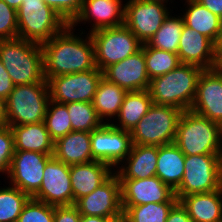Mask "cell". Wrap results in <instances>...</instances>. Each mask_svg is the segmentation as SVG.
I'll return each mask as SVG.
<instances>
[{
    "instance_id": "23",
    "label": "cell",
    "mask_w": 222,
    "mask_h": 222,
    "mask_svg": "<svg viewBox=\"0 0 222 222\" xmlns=\"http://www.w3.org/2000/svg\"><path fill=\"white\" fill-rule=\"evenodd\" d=\"M222 187L219 190L190 194L178 201L186 209L192 222L222 221Z\"/></svg>"
},
{
    "instance_id": "14",
    "label": "cell",
    "mask_w": 222,
    "mask_h": 222,
    "mask_svg": "<svg viewBox=\"0 0 222 222\" xmlns=\"http://www.w3.org/2000/svg\"><path fill=\"white\" fill-rule=\"evenodd\" d=\"M32 198L52 206L73 205L70 166L52 156L44 167L39 191Z\"/></svg>"
},
{
    "instance_id": "6",
    "label": "cell",
    "mask_w": 222,
    "mask_h": 222,
    "mask_svg": "<svg viewBox=\"0 0 222 222\" xmlns=\"http://www.w3.org/2000/svg\"><path fill=\"white\" fill-rule=\"evenodd\" d=\"M18 38L42 44L69 24L43 0H23L17 10Z\"/></svg>"
},
{
    "instance_id": "8",
    "label": "cell",
    "mask_w": 222,
    "mask_h": 222,
    "mask_svg": "<svg viewBox=\"0 0 222 222\" xmlns=\"http://www.w3.org/2000/svg\"><path fill=\"white\" fill-rule=\"evenodd\" d=\"M222 187V154L185 155L184 174L174 191L178 200L190 194L206 193Z\"/></svg>"
},
{
    "instance_id": "22",
    "label": "cell",
    "mask_w": 222,
    "mask_h": 222,
    "mask_svg": "<svg viewBox=\"0 0 222 222\" xmlns=\"http://www.w3.org/2000/svg\"><path fill=\"white\" fill-rule=\"evenodd\" d=\"M53 156L68 166L93 161L90 132L71 131L57 139Z\"/></svg>"
},
{
    "instance_id": "2",
    "label": "cell",
    "mask_w": 222,
    "mask_h": 222,
    "mask_svg": "<svg viewBox=\"0 0 222 222\" xmlns=\"http://www.w3.org/2000/svg\"><path fill=\"white\" fill-rule=\"evenodd\" d=\"M203 69L193 64L181 63L170 72L150 80L148 91L154 104L190 110Z\"/></svg>"
},
{
    "instance_id": "10",
    "label": "cell",
    "mask_w": 222,
    "mask_h": 222,
    "mask_svg": "<svg viewBox=\"0 0 222 222\" xmlns=\"http://www.w3.org/2000/svg\"><path fill=\"white\" fill-rule=\"evenodd\" d=\"M103 72L98 68L51 77L47 82L50 100L66 104L71 102H92Z\"/></svg>"
},
{
    "instance_id": "25",
    "label": "cell",
    "mask_w": 222,
    "mask_h": 222,
    "mask_svg": "<svg viewBox=\"0 0 222 222\" xmlns=\"http://www.w3.org/2000/svg\"><path fill=\"white\" fill-rule=\"evenodd\" d=\"M15 151H34L44 154L54 153L51 139L44 121L11 127Z\"/></svg>"
},
{
    "instance_id": "29",
    "label": "cell",
    "mask_w": 222,
    "mask_h": 222,
    "mask_svg": "<svg viewBox=\"0 0 222 222\" xmlns=\"http://www.w3.org/2000/svg\"><path fill=\"white\" fill-rule=\"evenodd\" d=\"M189 8L182 16L184 24L191 29L205 35L207 38L215 41L222 19L206 9L197 0H186Z\"/></svg>"
},
{
    "instance_id": "26",
    "label": "cell",
    "mask_w": 222,
    "mask_h": 222,
    "mask_svg": "<svg viewBox=\"0 0 222 222\" xmlns=\"http://www.w3.org/2000/svg\"><path fill=\"white\" fill-rule=\"evenodd\" d=\"M185 154L175 144L158 147L156 176L175 191L184 174Z\"/></svg>"
},
{
    "instance_id": "21",
    "label": "cell",
    "mask_w": 222,
    "mask_h": 222,
    "mask_svg": "<svg viewBox=\"0 0 222 222\" xmlns=\"http://www.w3.org/2000/svg\"><path fill=\"white\" fill-rule=\"evenodd\" d=\"M111 170L110 165L96 160L70 166L73 205L103 184L113 174Z\"/></svg>"
},
{
    "instance_id": "43",
    "label": "cell",
    "mask_w": 222,
    "mask_h": 222,
    "mask_svg": "<svg viewBox=\"0 0 222 222\" xmlns=\"http://www.w3.org/2000/svg\"><path fill=\"white\" fill-rule=\"evenodd\" d=\"M209 11L222 19V0H197Z\"/></svg>"
},
{
    "instance_id": "45",
    "label": "cell",
    "mask_w": 222,
    "mask_h": 222,
    "mask_svg": "<svg viewBox=\"0 0 222 222\" xmlns=\"http://www.w3.org/2000/svg\"><path fill=\"white\" fill-rule=\"evenodd\" d=\"M7 126L5 100L0 98V128Z\"/></svg>"
},
{
    "instance_id": "42",
    "label": "cell",
    "mask_w": 222,
    "mask_h": 222,
    "mask_svg": "<svg viewBox=\"0 0 222 222\" xmlns=\"http://www.w3.org/2000/svg\"><path fill=\"white\" fill-rule=\"evenodd\" d=\"M166 222H192L189 214L178 201L170 210Z\"/></svg>"
},
{
    "instance_id": "17",
    "label": "cell",
    "mask_w": 222,
    "mask_h": 222,
    "mask_svg": "<svg viewBox=\"0 0 222 222\" xmlns=\"http://www.w3.org/2000/svg\"><path fill=\"white\" fill-rule=\"evenodd\" d=\"M119 180L122 206H138L152 202H178L174 191L157 176Z\"/></svg>"
},
{
    "instance_id": "5",
    "label": "cell",
    "mask_w": 222,
    "mask_h": 222,
    "mask_svg": "<svg viewBox=\"0 0 222 222\" xmlns=\"http://www.w3.org/2000/svg\"><path fill=\"white\" fill-rule=\"evenodd\" d=\"M49 100L46 79L31 84L15 85L5 100L7 126L44 121Z\"/></svg>"
},
{
    "instance_id": "37",
    "label": "cell",
    "mask_w": 222,
    "mask_h": 222,
    "mask_svg": "<svg viewBox=\"0 0 222 222\" xmlns=\"http://www.w3.org/2000/svg\"><path fill=\"white\" fill-rule=\"evenodd\" d=\"M18 38L17 11L0 0V40Z\"/></svg>"
},
{
    "instance_id": "41",
    "label": "cell",
    "mask_w": 222,
    "mask_h": 222,
    "mask_svg": "<svg viewBox=\"0 0 222 222\" xmlns=\"http://www.w3.org/2000/svg\"><path fill=\"white\" fill-rule=\"evenodd\" d=\"M14 84L3 66V63L0 61V98L6 100L9 97V94L14 89Z\"/></svg>"
},
{
    "instance_id": "16",
    "label": "cell",
    "mask_w": 222,
    "mask_h": 222,
    "mask_svg": "<svg viewBox=\"0 0 222 222\" xmlns=\"http://www.w3.org/2000/svg\"><path fill=\"white\" fill-rule=\"evenodd\" d=\"M191 111L222 126V69H204L198 78Z\"/></svg>"
},
{
    "instance_id": "20",
    "label": "cell",
    "mask_w": 222,
    "mask_h": 222,
    "mask_svg": "<svg viewBox=\"0 0 222 222\" xmlns=\"http://www.w3.org/2000/svg\"><path fill=\"white\" fill-rule=\"evenodd\" d=\"M121 0H83L82 8L75 19L69 24L73 29L78 22L95 19L93 28L96 30L118 27L125 22V5Z\"/></svg>"
},
{
    "instance_id": "38",
    "label": "cell",
    "mask_w": 222,
    "mask_h": 222,
    "mask_svg": "<svg viewBox=\"0 0 222 222\" xmlns=\"http://www.w3.org/2000/svg\"><path fill=\"white\" fill-rule=\"evenodd\" d=\"M15 153L14 137L11 127L0 128V172L9 173L12 157Z\"/></svg>"
},
{
    "instance_id": "46",
    "label": "cell",
    "mask_w": 222,
    "mask_h": 222,
    "mask_svg": "<svg viewBox=\"0 0 222 222\" xmlns=\"http://www.w3.org/2000/svg\"><path fill=\"white\" fill-rule=\"evenodd\" d=\"M109 218H104L100 216H86L82 215L80 222H108Z\"/></svg>"
},
{
    "instance_id": "33",
    "label": "cell",
    "mask_w": 222,
    "mask_h": 222,
    "mask_svg": "<svg viewBox=\"0 0 222 222\" xmlns=\"http://www.w3.org/2000/svg\"><path fill=\"white\" fill-rule=\"evenodd\" d=\"M65 105L70 116L72 131L91 132L103 123H107L99 119L92 102H71Z\"/></svg>"
},
{
    "instance_id": "15",
    "label": "cell",
    "mask_w": 222,
    "mask_h": 222,
    "mask_svg": "<svg viewBox=\"0 0 222 222\" xmlns=\"http://www.w3.org/2000/svg\"><path fill=\"white\" fill-rule=\"evenodd\" d=\"M53 154L15 151L8 177L12 186L33 197L41 186L44 167Z\"/></svg>"
},
{
    "instance_id": "34",
    "label": "cell",
    "mask_w": 222,
    "mask_h": 222,
    "mask_svg": "<svg viewBox=\"0 0 222 222\" xmlns=\"http://www.w3.org/2000/svg\"><path fill=\"white\" fill-rule=\"evenodd\" d=\"M31 197L17 187L0 189V222H17Z\"/></svg>"
},
{
    "instance_id": "4",
    "label": "cell",
    "mask_w": 222,
    "mask_h": 222,
    "mask_svg": "<svg viewBox=\"0 0 222 222\" xmlns=\"http://www.w3.org/2000/svg\"><path fill=\"white\" fill-rule=\"evenodd\" d=\"M0 61L14 85L44 79L43 51L39 43L20 38L0 40Z\"/></svg>"
},
{
    "instance_id": "32",
    "label": "cell",
    "mask_w": 222,
    "mask_h": 222,
    "mask_svg": "<svg viewBox=\"0 0 222 222\" xmlns=\"http://www.w3.org/2000/svg\"><path fill=\"white\" fill-rule=\"evenodd\" d=\"M144 56L150 80L170 72L181 64L176 53L152 48L146 43H144Z\"/></svg>"
},
{
    "instance_id": "40",
    "label": "cell",
    "mask_w": 222,
    "mask_h": 222,
    "mask_svg": "<svg viewBox=\"0 0 222 222\" xmlns=\"http://www.w3.org/2000/svg\"><path fill=\"white\" fill-rule=\"evenodd\" d=\"M81 216L74 205L54 206V222H80Z\"/></svg>"
},
{
    "instance_id": "1",
    "label": "cell",
    "mask_w": 222,
    "mask_h": 222,
    "mask_svg": "<svg viewBox=\"0 0 222 222\" xmlns=\"http://www.w3.org/2000/svg\"><path fill=\"white\" fill-rule=\"evenodd\" d=\"M68 25L52 39L43 42V75L47 81L51 77L86 72L97 68L93 40L73 34ZM72 31V32H71Z\"/></svg>"
},
{
    "instance_id": "11",
    "label": "cell",
    "mask_w": 222,
    "mask_h": 222,
    "mask_svg": "<svg viewBox=\"0 0 222 222\" xmlns=\"http://www.w3.org/2000/svg\"><path fill=\"white\" fill-rule=\"evenodd\" d=\"M90 139L93 159L111 167L123 162L132 147L130 132L118 129L110 123H103L91 131Z\"/></svg>"
},
{
    "instance_id": "13",
    "label": "cell",
    "mask_w": 222,
    "mask_h": 222,
    "mask_svg": "<svg viewBox=\"0 0 222 222\" xmlns=\"http://www.w3.org/2000/svg\"><path fill=\"white\" fill-rule=\"evenodd\" d=\"M74 206L81 215L86 216L113 219L123 214L121 184L117 174L113 173L90 194L79 198Z\"/></svg>"
},
{
    "instance_id": "28",
    "label": "cell",
    "mask_w": 222,
    "mask_h": 222,
    "mask_svg": "<svg viewBox=\"0 0 222 222\" xmlns=\"http://www.w3.org/2000/svg\"><path fill=\"white\" fill-rule=\"evenodd\" d=\"M127 91L102 77L92 100L97 116L103 122L106 117L118 115Z\"/></svg>"
},
{
    "instance_id": "31",
    "label": "cell",
    "mask_w": 222,
    "mask_h": 222,
    "mask_svg": "<svg viewBox=\"0 0 222 222\" xmlns=\"http://www.w3.org/2000/svg\"><path fill=\"white\" fill-rule=\"evenodd\" d=\"M177 202L148 203L138 206H122L127 222H166L168 214Z\"/></svg>"
},
{
    "instance_id": "24",
    "label": "cell",
    "mask_w": 222,
    "mask_h": 222,
    "mask_svg": "<svg viewBox=\"0 0 222 222\" xmlns=\"http://www.w3.org/2000/svg\"><path fill=\"white\" fill-rule=\"evenodd\" d=\"M158 146L132 144L125 160L128 166L114 171L119 179H144L156 176Z\"/></svg>"
},
{
    "instance_id": "47",
    "label": "cell",
    "mask_w": 222,
    "mask_h": 222,
    "mask_svg": "<svg viewBox=\"0 0 222 222\" xmlns=\"http://www.w3.org/2000/svg\"><path fill=\"white\" fill-rule=\"evenodd\" d=\"M1 1H4L7 5L15 9L16 11L20 8L23 2V0H1Z\"/></svg>"
},
{
    "instance_id": "19",
    "label": "cell",
    "mask_w": 222,
    "mask_h": 222,
    "mask_svg": "<svg viewBox=\"0 0 222 222\" xmlns=\"http://www.w3.org/2000/svg\"><path fill=\"white\" fill-rule=\"evenodd\" d=\"M177 55L181 63L193 64L204 69L219 67L214 52V42L184 24Z\"/></svg>"
},
{
    "instance_id": "18",
    "label": "cell",
    "mask_w": 222,
    "mask_h": 222,
    "mask_svg": "<svg viewBox=\"0 0 222 222\" xmlns=\"http://www.w3.org/2000/svg\"><path fill=\"white\" fill-rule=\"evenodd\" d=\"M103 77L127 92L147 90L150 78L146 71L144 44L137 53L107 67Z\"/></svg>"
},
{
    "instance_id": "9",
    "label": "cell",
    "mask_w": 222,
    "mask_h": 222,
    "mask_svg": "<svg viewBox=\"0 0 222 222\" xmlns=\"http://www.w3.org/2000/svg\"><path fill=\"white\" fill-rule=\"evenodd\" d=\"M95 49V62L100 71L141 50L143 43L125 25L90 32Z\"/></svg>"
},
{
    "instance_id": "27",
    "label": "cell",
    "mask_w": 222,
    "mask_h": 222,
    "mask_svg": "<svg viewBox=\"0 0 222 222\" xmlns=\"http://www.w3.org/2000/svg\"><path fill=\"white\" fill-rule=\"evenodd\" d=\"M152 104L153 101L148 89L127 92L117 115L121 126L111 124L118 129L131 132Z\"/></svg>"
},
{
    "instance_id": "12",
    "label": "cell",
    "mask_w": 222,
    "mask_h": 222,
    "mask_svg": "<svg viewBox=\"0 0 222 222\" xmlns=\"http://www.w3.org/2000/svg\"><path fill=\"white\" fill-rule=\"evenodd\" d=\"M169 12L165 4L147 0H129L125 4L124 24L144 44L162 26Z\"/></svg>"
},
{
    "instance_id": "36",
    "label": "cell",
    "mask_w": 222,
    "mask_h": 222,
    "mask_svg": "<svg viewBox=\"0 0 222 222\" xmlns=\"http://www.w3.org/2000/svg\"><path fill=\"white\" fill-rule=\"evenodd\" d=\"M17 222H54V206L31 197L23 207Z\"/></svg>"
},
{
    "instance_id": "35",
    "label": "cell",
    "mask_w": 222,
    "mask_h": 222,
    "mask_svg": "<svg viewBox=\"0 0 222 222\" xmlns=\"http://www.w3.org/2000/svg\"><path fill=\"white\" fill-rule=\"evenodd\" d=\"M44 123L54 142L72 131L67 106L53 100L48 102Z\"/></svg>"
},
{
    "instance_id": "50",
    "label": "cell",
    "mask_w": 222,
    "mask_h": 222,
    "mask_svg": "<svg viewBox=\"0 0 222 222\" xmlns=\"http://www.w3.org/2000/svg\"><path fill=\"white\" fill-rule=\"evenodd\" d=\"M219 67L222 69V60L220 61Z\"/></svg>"
},
{
    "instance_id": "39",
    "label": "cell",
    "mask_w": 222,
    "mask_h": 222,
    "mask_svg": "<svg viewBox=\"0 0 222 222\" xmlns=\"http://www.w3.org/2000/svg\"><path fill=\"white\" fill-rule=\"evenodd\" d=\"M53 8L68 24L79 14L83 0H43Z\"/></svg>"
},
{
    "instance_id": "30",
    "label": "cell",
    "mask_w": 222,
    "mask_h": 222,
    "mask_svg": "<svg viewBox=\"0 0 222 222\" xmlns=\"http://www.w3.org/2000/svg\"><path fill=\"white\" fill-rule=\"evenodd\" d=\"M183 26V17L176 18L168 15L162 26L146 44L152 48L177 54Z\"/></svg>"
},
{
    "instance_id": "49",
    "label": "cell",
    "mask_w": 222,
    "mask_h": 222,
    "mask_svg": "<svg viewBox=\"0 0 222 222\" xmlns=\"http://www.w3.org/2000/svg\"><path fill=\"white\" fill-rule=\"evenodd\" d=\"M147 1H156V2H161V3H164V4H165V2H168L167 0H147Z\"/></svg>"
},
{
    "instance_id": "3",
    "label": "cell",
    "mask_w": 222,
    "mask_h": 222,
    "mask_svg": "<svg viewBox=\"0 0 222 222\" xmlns=\"http://www.w3.org/2000/svg\"><path fill=\"white\" fill-rule=\"evenodd\" d=\"M174 143L185 155L222 154V126L191 110L183 111Z\"/></svg>"
},
{
    "instance_id": "48",
    "label": "cell",
    "mask_w": 222,
    "mask_h": 222,
    "mask_svg": "<svg viewBox=\"0 0 222 222\" xmlns=\"http://www.w3.org/2000/svg\"><path fill=\"white\" fill-rule=\"evenodd\" d=\"M108 222H127V218L124 214H121L116 218L110 219Z\"/></svg>"
},
{
    "instance_id": "44",
    "label": "cell",
    "mask_w": 222,
    "mask_h": 222,
    "mask_svg": "<svg viewBox=\"0 0 222 222\" xmlns=\"http://www.w3.org/2000/svg\"><path fill=\"white\" fill-rule=\"evenodd\" d=\"M214 52L217 60L220 62L222 60V22L218 31V35L214 41Z\"/></svg>"
},
{
    "instance_id": "7",
    "label": "cell",
    "mask_w": 222,
    "mask_h": 222,
    "mask_svg": "<svg viewBox=\"0 0 222 222\" xmlns=\"http://www.w3.org/2000/svg\"><path fill=\"white\" fill-rule=\"evenodd\" d=\"M182 112L173 106L153 103L148 112L131 130L132 144L159 147L174 143Z\"/></svg>"
}]
</instances>
